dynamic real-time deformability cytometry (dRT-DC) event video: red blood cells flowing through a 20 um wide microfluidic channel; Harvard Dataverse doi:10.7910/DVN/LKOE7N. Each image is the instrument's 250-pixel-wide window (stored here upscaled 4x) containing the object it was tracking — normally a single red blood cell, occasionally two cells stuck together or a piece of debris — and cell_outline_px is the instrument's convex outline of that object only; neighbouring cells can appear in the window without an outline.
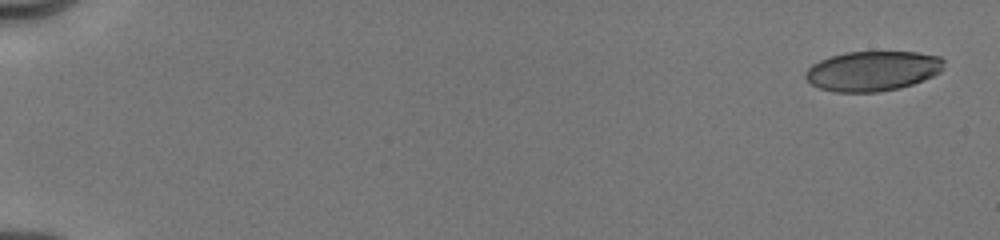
{"species": "human", "species_latin": "Homo sapiens", "temperature_condition": "cold", "stored_images_in_passage": 6, "camera_frame_rate_fps": 3000, "um_per_image_px": 0.085, "donor": {"sex": "male"}, "frame": {"image": 1, "passage_image": 1, "time_ms": 0.0, "image_size_px": [1000, 240], "cell_outline_px": [[944, 68], [940, 72], [924, 80], [900, 88], [876, 92], [832, 92], [820, 88], [812, 84], [804, 76], [804, 72], [812, 64], [820, 60], [844, 52], [916, 52], [940, 56], [944, 60]], "centroid_in_image_um": [74.18, 6.03], "position_along_channel_um": 10.8, "area_um2": 32.31}}
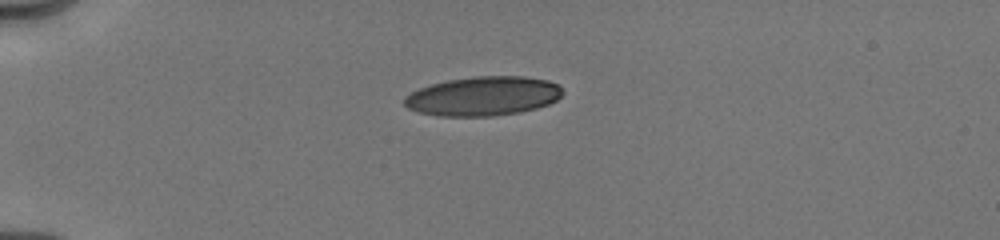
{"frame": {"image": 2, "passage_image": 5, "time_ms": 4.333, "image_size_px": [1000, 240], "cell_outline_px": [[564, 92], [556, 100], [548, 104], [536, 108], [520, 112], [492, 116], [436, 116], [420, 112], [408, 108], [404, 104], [404, 96], [420, 88], [432, 84], [448, 80], [476, 76], [524, 76], [548, 80], [560, 84], [564, 88]], "centroid_in_image_um": [41.11, 8.17], "position_along_channel_um": 43.9, "area_um2": 36.3}}